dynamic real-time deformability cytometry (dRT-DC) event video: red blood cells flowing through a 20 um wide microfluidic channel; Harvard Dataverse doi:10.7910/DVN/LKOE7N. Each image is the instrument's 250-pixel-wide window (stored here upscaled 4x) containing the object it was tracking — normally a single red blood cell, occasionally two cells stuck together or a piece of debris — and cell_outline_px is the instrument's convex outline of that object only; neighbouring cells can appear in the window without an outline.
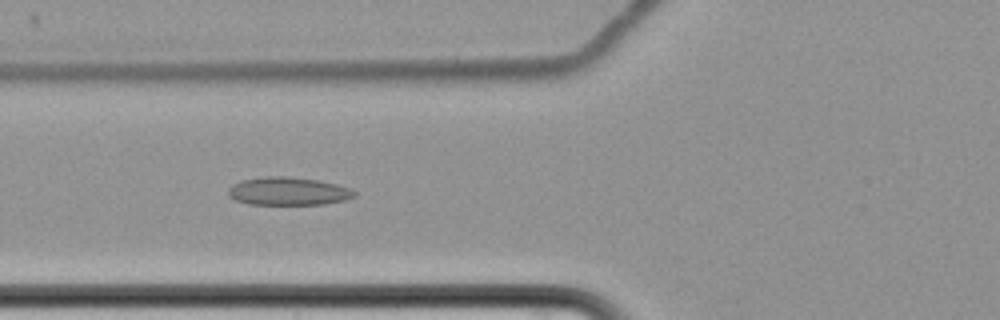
{"species": "common noctule bat (a hibernating species)", "species_latin": "Nyctalus noctula", "temperature_condition": "cold", "stored_images_in_passage": 6, "camera_frame_rate_fps": 3000, "um_per_image_px": 0.085, "animal": {"sex": "female", "body_mass_g": 22.7, "forearm_length_mm": 54.2}, "frame": {"image": 1, "passage_image": 5, "time_ms": 9.333, "image_size_px": [1000, 320], "cell_outline_px": [[356, 196], [344, 200], [324, 204], [248, 204], [236, 200], [228, 196], [228, 188], [232, 184], [244, 180], [264, 176], [288, 176], [320, 180], [352, 188], [356, 192]], "centroid_in_image_um": [24.51, 16.24], "position_along_channel_um": 101.3, "area_um2": 20.75}}
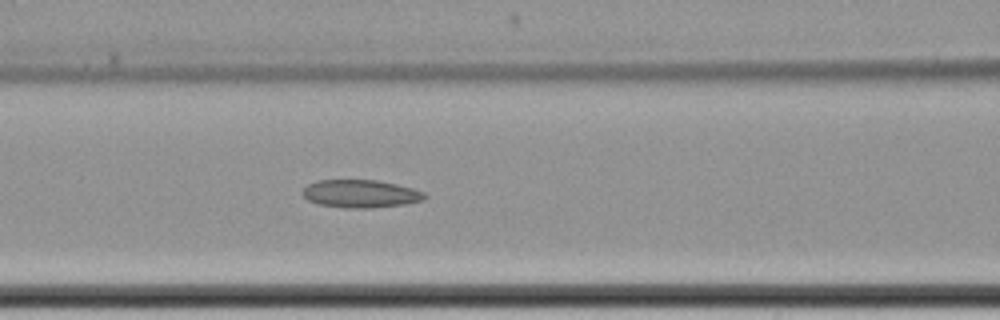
{"frame": {"image": 2, "passage_image": 6, "time_ms": 10.333, "image_size_px": [1000, 320], "cell_outline_px": [[428, 196], [424, 200], [404, 204], [372, 208], [348, 208], [320, 204], [308, 200], [304, 196], [304, 188], [308, 184], [316, 180], [376, 180], [396, 184], [412, 188], [424, 192]], "centroid_in_image_um": [30.68, 16.46], "position_along_channel_um": 135.9, "area_um2": 19.71}}